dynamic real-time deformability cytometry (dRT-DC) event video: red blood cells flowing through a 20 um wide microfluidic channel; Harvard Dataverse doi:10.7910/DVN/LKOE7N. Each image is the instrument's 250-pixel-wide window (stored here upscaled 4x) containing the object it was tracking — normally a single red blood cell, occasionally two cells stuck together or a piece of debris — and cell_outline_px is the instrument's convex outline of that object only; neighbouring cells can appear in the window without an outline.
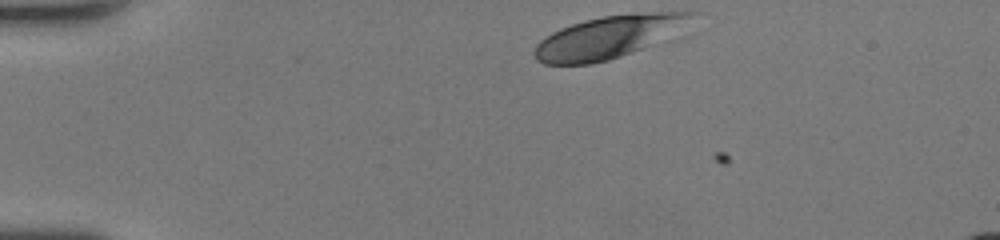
{"species": "human", "species_latin": "Homo sapiens", "temperature_condition": "room temperature", "stored_images_in_passage": 31, "camera_frame_rate_fps": 3000, "um_per_image_px": 0.085, "donor": {"sex": "female"}, "frame": {"image": 1, "passage_image": 1, "time_ms": 0.0, "image_size_px": [1000, 240], "cell_outline_px": [[704, 12], [640, 48], [620, 56], [608, 60], [592, 64], [544, 64], [536, 60], [532, 52], [536, 44], [540, 40], [552, 32], [560, 28], [584, 20], [604, 16], [656, 12]], "centroid_in_image_um": [51.54, 3.16], "position_along_channel_um": 33.5, "area_um2": 37.34}}
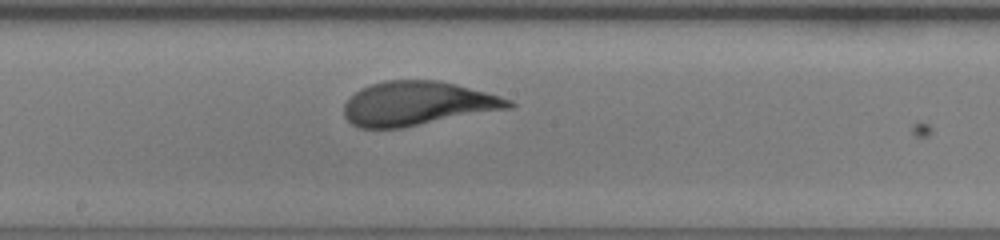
{"frame": {"image": 2, "passage_image": 18, "time_ms": 5.667, "image_size_px": [1000, 240], "cell_outline_px": [[516, 104], [512, 108], [404, 128], [356, 128], [344, 116], [344, 104], [360, 88], [384, 80], [436, 80], [456, 84], [500, 96], [512, 100]], "centroid_in_image_um": [35.5, 8.81], "position_along_channel_um": 212.7, "area_um2": 42.48}}
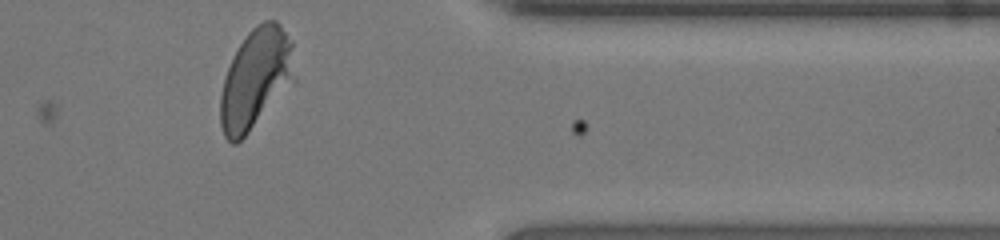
{"frame": {"image": 3, "passage_image": 31, "time_ms": 10.0, "image_size_px": [1000, 240], "cell_outline_px": [[292, 48], [288, 76], [248, 132], [236, 144], [232, 144], [224, 136], [220, 124], [220, 96], [224, 76], [240, 44], [248, 32], [256, 24], [264, 20], [276, 20], [280, 24], [292, 40]], "centroid_in_image_um": [21.58, 6.61], "position_along_channel_um": 389.8, "area_um2": 40.17}, "authors_computed_cell_mechanics": {"area_um2": 41.6738, "velocity_mm_per_s": 4.3997, "shape_relaxation_time_tau1_ms": 3.1995, "shape_relaxation_time_tau2_ms": null, "deformation_change_tau1": 0.187, "deformation_change_tau2": null}}